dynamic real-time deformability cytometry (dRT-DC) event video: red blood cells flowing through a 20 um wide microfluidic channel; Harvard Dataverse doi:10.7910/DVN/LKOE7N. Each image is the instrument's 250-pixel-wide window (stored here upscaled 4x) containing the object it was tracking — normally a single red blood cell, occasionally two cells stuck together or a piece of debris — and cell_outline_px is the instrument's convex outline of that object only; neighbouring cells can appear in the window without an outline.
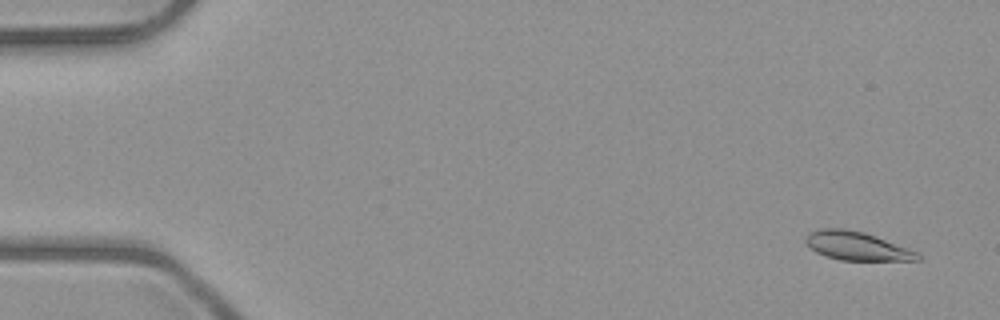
{"species": "common noctule bat (a hibernating species)", "species_latin": "Nyctalus noctula", "temperature_condition": "room temperature", "stored_images_in_passage": 6, "camera_frame_rate_fps": 3000, "um_per_image_px": 0.085, "animal": {"sex": "male", "body_mass_g": 23.1, "forearm_length_mm": 52.7}, "frame": {"image": 1, "passage_image": 1, "time_ms": 0.0, "image_size_px": [1000, 320], "cell_outline_px": [[920, 260], [840, 260], [824, 256], [816, 252], [804, 240], [804, 236], [808, 232], [820, 228], [844, 228], [864, 232], [876, 236], [916, 252], [920, 256]], "centroid_in_image_um": [72.75, 20.89], "position_along_channel_um": 12.2, "area_um2": 18.5}}
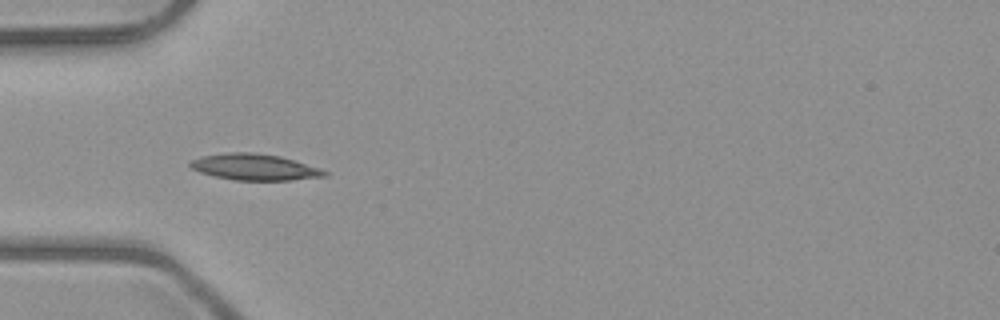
{"frame": {"image": 2, "passage_image": 5, "time_ms": 4.667, "image_size_px": [1000, 320], "cell_outline_px": [[328, 176], [292, 180], [232, 180], [200, 172], [192, 168], [188, 164], [192, 160], [204, 156], [232, 152], [252, 152], [280, 156], [320, 168], [328, 172]], "centroid_in_image_um": [21.68, 14.21], "position_along_channel_um": 63.3, "area_um2": 20.35}}
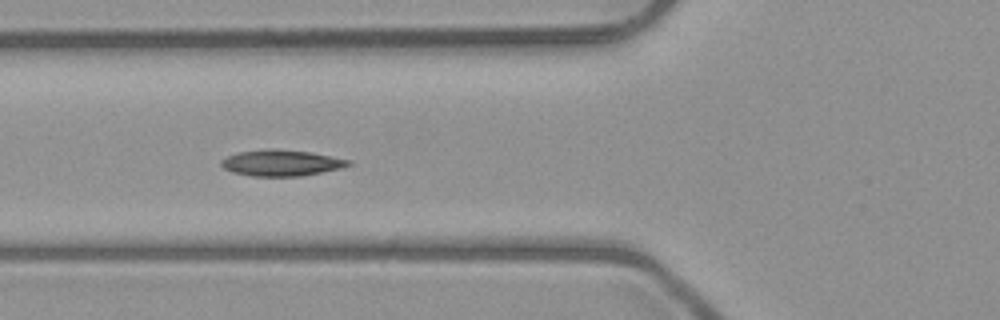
{"frame": {"image": 3, "passage_image": 6, "time_ms": 5.667, "image_size_px": [1000, 320], "cell_outline_px": [[352, 164], [340, 168], [300, 176], [252, 176], [232, 172], [224, 168], [220, 164], [220, 160], [236, 152], [268, 148], [272, 148], [312, 152], [352, 160]], "centroid_in_image_um": [23.89, 13.83], "position_along_channel_um": 101.9, "area_um2": 19.48}}